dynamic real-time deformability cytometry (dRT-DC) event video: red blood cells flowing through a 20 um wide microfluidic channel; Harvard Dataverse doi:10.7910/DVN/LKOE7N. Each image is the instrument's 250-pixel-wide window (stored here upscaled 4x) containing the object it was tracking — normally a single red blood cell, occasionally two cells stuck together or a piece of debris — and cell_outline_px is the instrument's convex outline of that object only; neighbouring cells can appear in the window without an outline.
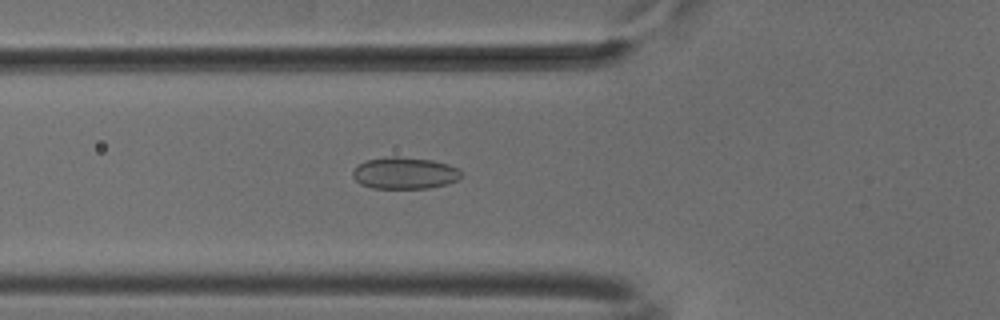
{"species": "common noctule bat (a hibernating species)", "species_latin": "Nyctalus noctula", "temperature_condition": "cold", "stored_images_in_passage": 52, "camera_frame_rate_fps": 3000, "um_per_image_px": 0.085, "animal": {"sex": "male", "body_mass_g": 18.8}, "frame": {"image": 1, "passage_image": 19, "time_ms": 6.0, "image_size_px": [1000, 320], "cell_outline_px": [[460, 180], [448, 184], [428, 188], [372, 188], [360, 184], [352, 176], [352, 172], [360, 164], [368, 160], [388, 156], [400, 156], [432, 160], [448, 164], [456, 168], [460, 172]], "centroid_in_image_um": [34.4, 14.71], "position_along_channel_um": 91.4, "area_um2": 20.06}}
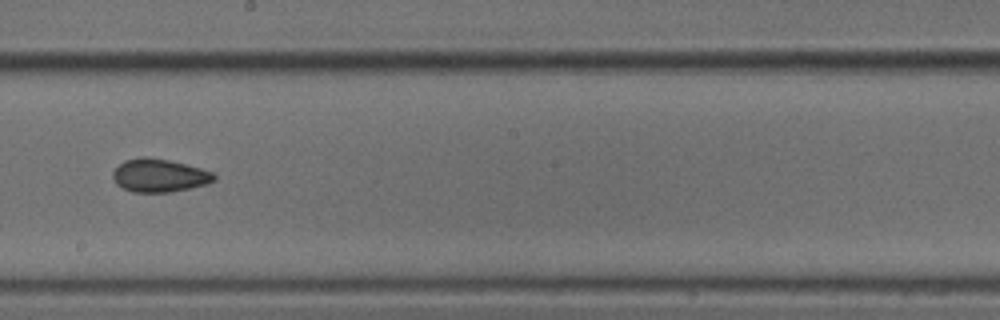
{"frame": {"image": 2, "passage_image": 30, "time_ms": 9.667, "image_size_px": [1000, 320], "cell_outline_px": [[216, 180], [208, 184], [168, 192], [132, 192], [116, 184], [112, 176], [112, 172], [124, 160], [140, 156], [144, 156], [168, 160], [200, 168], [212, 172], [216, 176]], "centroid_in_image_um": [13.52, 14.91], "position_along_channel_um": 234.7, "area_um2": 19.48}}
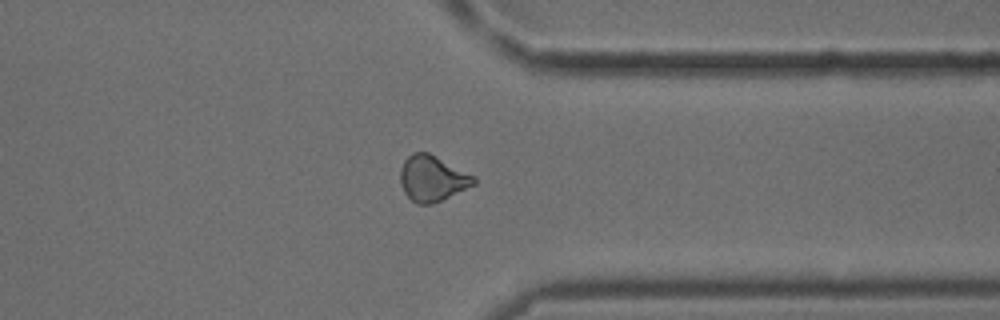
{"frame": {"image": 3, "passage_image": 41, "time_ms": 13.333, "image_size_px": [1000, 320], "cell_outline_px": [[476, 184], [432, 204], [416, 204], [404, 192], [400, 184], [400, 168], [404, 160], [412, 152], [428, 152], [476, 176]], "centroid_in_image_um": [36.74, 15.16], "position_along_channel_um": 374.7, "area_um2": 19.65}, "authors_computed_cell_mechanics": {"area_um2": 19.7098, "velocity_mm_per_s": 3.8828, "shape_relaxation_time_tau1_ms": null, "shape_relaxation_time_tau2_ms": 4.9611, "deformation_change_tau1": null, "deformation_change_tau2": 0.0941}}